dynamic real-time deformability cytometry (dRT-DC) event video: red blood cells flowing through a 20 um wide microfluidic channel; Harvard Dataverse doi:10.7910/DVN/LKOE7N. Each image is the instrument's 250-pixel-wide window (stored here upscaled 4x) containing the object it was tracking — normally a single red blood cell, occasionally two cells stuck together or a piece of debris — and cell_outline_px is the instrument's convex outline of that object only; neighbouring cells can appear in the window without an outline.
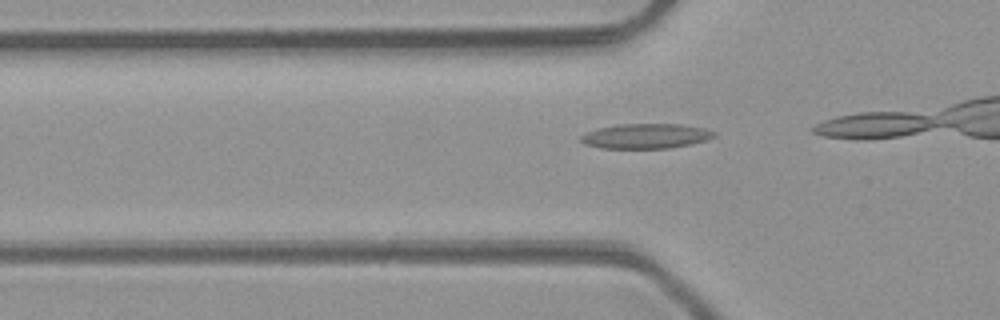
{"species": "common noctule bat (a hibernating species)", "species_latin": "Nyctalus noctula", "temperature_condition": "room temperature", "stored_images_in_passage": 10, "camera_frame_rate_fps": 3000, "um_per_image_px": 0.085, "animal": {"sex": "male", "body_mass_g": 23.1, "forearm_length_mm": 52.7}, "frame": {"image": 1, "passage_image": 7, "time_ms": 2.0, "image_size_px": [1000, 320], "cell_outline_px": [[716, 136], [708, 140], [692, 144], [668, 148], [600, 148], [584, 144], [580, 140], [580, 136], [588, 132], [600, 128], [620, 124], [680, 124], [704, 128], [716, 132]], "centroid_in_image_um": [54.93, 11.57], "position_along_channel_um": 70.9, "area_um2": 19.31}}